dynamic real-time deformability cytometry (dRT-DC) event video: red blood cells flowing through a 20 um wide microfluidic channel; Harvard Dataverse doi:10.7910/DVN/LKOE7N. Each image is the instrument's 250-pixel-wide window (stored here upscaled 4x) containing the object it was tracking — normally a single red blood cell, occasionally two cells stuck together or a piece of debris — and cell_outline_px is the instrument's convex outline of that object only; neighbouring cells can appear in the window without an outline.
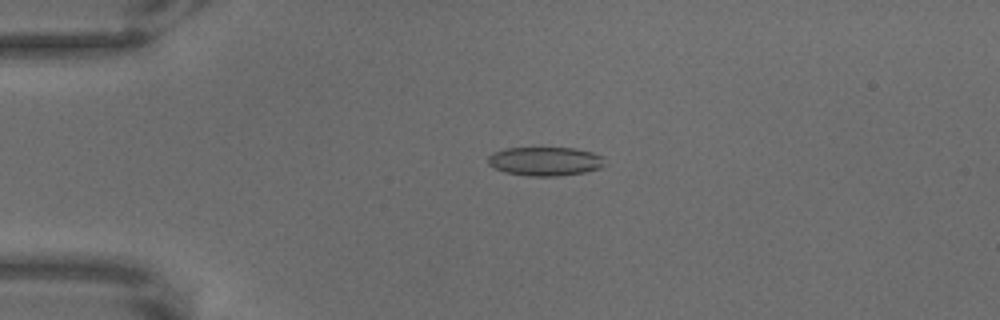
{"species": "common noctule bat (a hibernating species)", "species_latin": "Nyctalus noctula", "temperature_condition": "warm", "stored_images_in_passage": 66, "camera_frame_rate_fps": 3000, "um_per_image_px": 0.085, "animal": {"sex": "male", "body_mass_g": 18.8}, "frame": {"image": 1, "passage_image": 16, "time_ms": 5.0, "image_size_px": [1000, 320], "cell_outline_px": [[604, 164], [600, 168], [584, 172], [556, 176], [528, 176], [504, 172], [488, 164], [488, 156], [492, 152], [504, 148], [576, 148], [592, 152], [604, 156]], "centroid_in_image_um": [46.33, 13.7], "position_along_channel_um": 38.7, "area_um2": 19.71}}
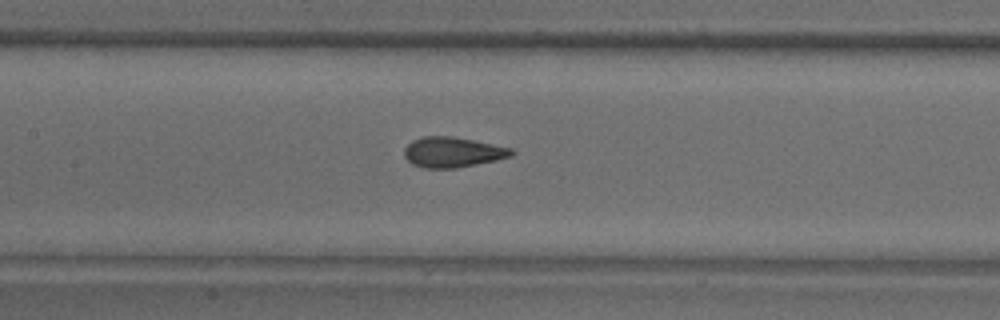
{"frame": {"image": 2, "passage_image": 32, "time_ms": 10.333, "image_size_px": [1000, 320], "cell_outline_px": [[516, 152], [512, 156], [496, 160], [456, 168], [424, 168], [412, 164], [404, 156], [404, 148], [412, 140], [424, 136], [452, 136], [512, 148]], "centroid_in_image_um": [38.47, 12.93], "position_along_channel_um": 168.9, "area_um2": 18.9}}
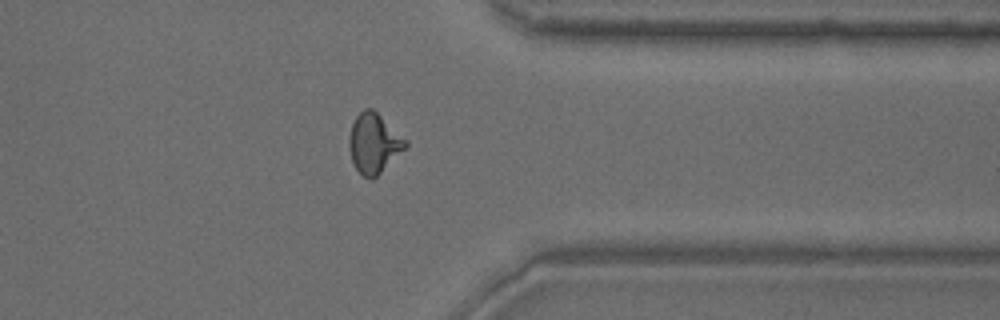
{"frame": {"image": 3, "passage_image": 53, "time_ms": 17.333, "image_size_px": [1000, 320], "cell_outline_px": [[408, 144], [372, 180], [364, 176], [356, 168], [352, 160], [348, 144], [348, 136], [352, 124], [356, 116], [364, 108], [372, 108], [408, 140]], "centroid_in_image_um": [31.76, 12.14], "position_along_channel_um": 379.6, "area_um2": 19.31}}